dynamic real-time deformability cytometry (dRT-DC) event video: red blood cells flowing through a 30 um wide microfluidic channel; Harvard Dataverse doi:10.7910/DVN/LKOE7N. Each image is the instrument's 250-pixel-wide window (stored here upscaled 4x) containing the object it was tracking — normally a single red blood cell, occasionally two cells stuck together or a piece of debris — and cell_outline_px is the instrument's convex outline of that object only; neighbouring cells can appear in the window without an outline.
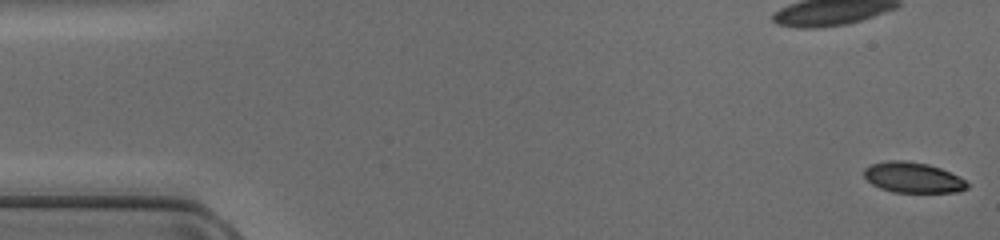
{"species": "common noctule bat (a hibernating species)", "species_latin": "Nyctalus noctula", "temperature_condition": "cold", "stored_images_in_passage": 48, "camera_frame_rate_fps": 3000, "um_per_image_px": 0.085, "animal": {"sex": "female", "body_mass_g": 17.0, "forearm_length_mm": 48.0}, "frame": {"image": 1, "passage_image": 1, "time_ms": 0.0, "image_size_px": [1000, 240], "cell_outline_px": [[968, 188], [960, 192], [892, 192], [880, 188], [872, 184], [864, 176], [864, 168], [872, 164], [884, 160], [904, 160], [928, 164], [940, 168], [960, 176], [968, 184]], "centroid_in_image_um": [77.6, 15.08], "position_along_channel_um": 7.4, "area_um2": 18.44}}
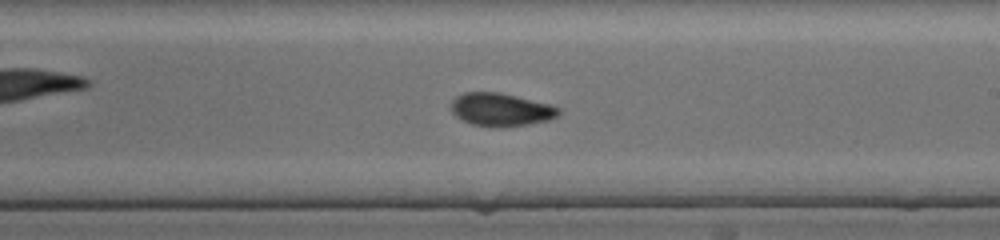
{"frame": {"image": 2, "passage_image": 28, "time_ms": 9.0, "image_size_px": [1000, 240], "cell_outline_px": [[560, 112], [556, 116], [548, 120], [528, 124], [472, 124], [456, 116], [452, 112], [452, 100], [456, 96], [464, 92], [500, 92], [548, 104], [560, 108]], "centroid_in_image_um": [42.56, 9.26], "position_along_channel_um": 246.4, "area_um2": 19.71}}
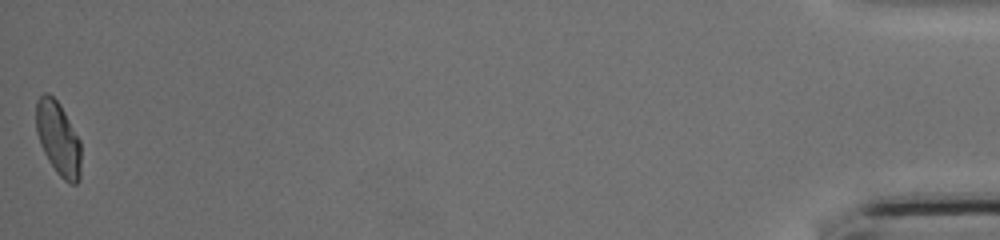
{"frame": {"image": 3, "passage_image": 48, "time_ms": 15.667, "image_size_px": [1000, 240], "cell_outline_px": [[80, 180], [76, 184], [72, 184], [64, 180], [56, 172], [48, 160], [40, 144], [36, 132], [36, 100], [44, 92], [48, 92], [60, 104], [80, 140]], "centroid_in_image_um": [4.94, 11.77], "position_along_channel_um": 430.3, "area_um2": 19.31}}